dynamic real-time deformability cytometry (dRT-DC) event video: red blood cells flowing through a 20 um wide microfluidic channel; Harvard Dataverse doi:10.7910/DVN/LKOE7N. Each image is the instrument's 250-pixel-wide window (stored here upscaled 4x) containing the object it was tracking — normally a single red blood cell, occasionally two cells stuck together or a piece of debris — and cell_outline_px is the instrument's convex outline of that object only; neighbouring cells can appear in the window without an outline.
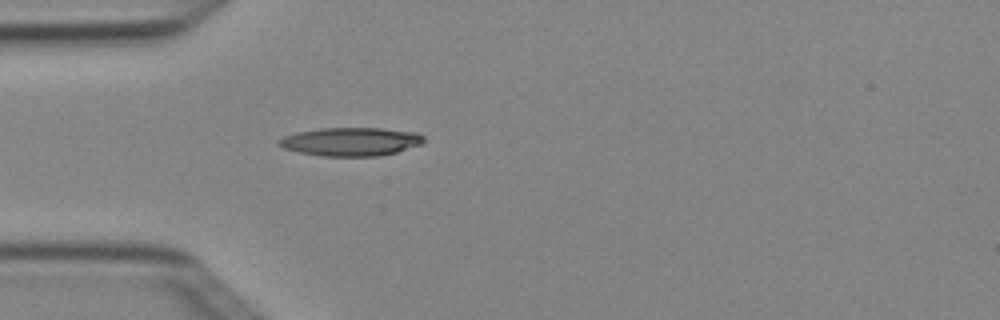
{"species": "Egyptian fruit bat (a non-hibernating species)", "species_latin": "Rousettus aegyptiacus", "temperature_condition": "cold", "stored_images_in_passage": 5, "camera_frame_rate_fps": 3000, "um_per_image_px": 0.085, "animal": {"sex": "female"}, "frame": {"image": 1, "passage_image": 5, "time_ms": 1.333, "image_size_px": [1000, 320], "cell_outline_px": [[424, 144], [396, 152], [380, 156], [320, 156], [300, 152], [284, 148], [276, 144], [276, 140], [284, 136], [296, 132], [320, 128], [384, 128], [416, 132], [424, 136]], "centroid_in_image_um": [29.83, 12.03], "position_along_channel_um": 55.2, "area_um2": 24.28}}